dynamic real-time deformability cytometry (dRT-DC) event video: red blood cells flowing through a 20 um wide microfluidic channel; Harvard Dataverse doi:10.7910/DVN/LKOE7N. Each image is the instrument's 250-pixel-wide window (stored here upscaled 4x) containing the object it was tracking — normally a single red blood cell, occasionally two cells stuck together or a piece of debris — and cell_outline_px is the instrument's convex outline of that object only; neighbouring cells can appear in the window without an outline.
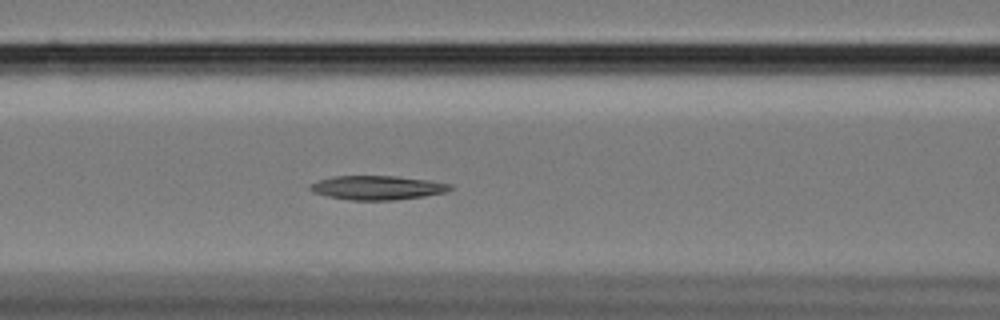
{"species": "Egyptian fruit bat (a non-hibernating species)", "species_latin": "Rousettus aegyptiacus", "temperature_condition": "cold", "stored_images_in_passage": 47, "camera_frame_rate_fps": 3000, "um_per_image_px": 0.085, "animal": {"sex": "female"}, "frame": {"image": 1, "passage_image": 13, "time_ms": 4.0, "image_size_px": [1000, 320], "cell_outline_px": [[456, 188], [448, 192], [424, 196], [392, 200], [352, 200], [328, 196], [312, 192], [308, 188], [308, 184], [332, 176], [396, 176], [428, 180], [452, 184]], "centroid_in_image_um": [32.1, 15.95], "position_along_channel_um": 134.5, "area_um2": 19.77}}
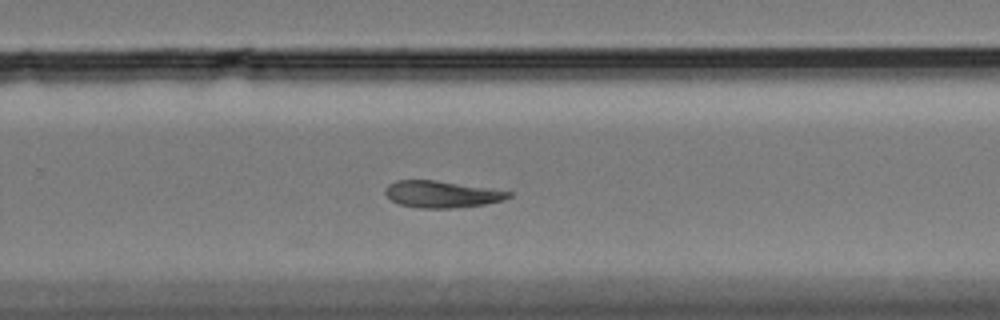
{"frame": {"image": 2, "passage_image": 27, "time_ms": 8.667, "image_size_px": [1000, 320], "cell_outline_px": [[512, 196], [504, 200], [484, 204], [452, 208], [416, 208], [400, 204], [392, 200], [384, 192], [384, 188], [388, 184], [396, 180], [436, 180], [512, 192]], "centroid_in_image_um": [37.51, 16.51], "position_along_channel_um": 292.3, "area_um2": 19.13}}
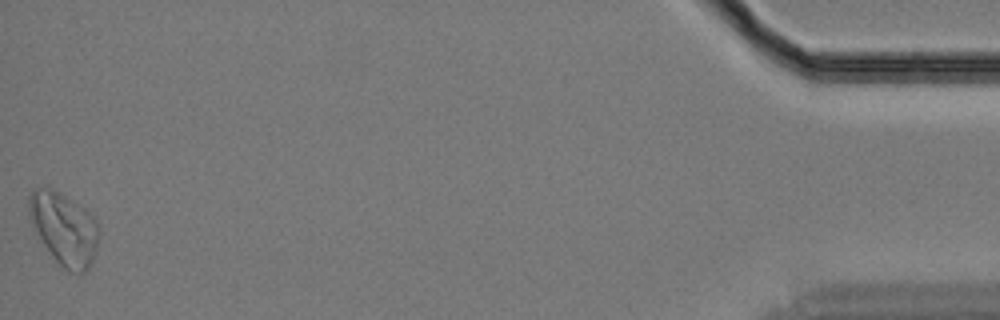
{"frame": {"image": 3, "passage_image": 47, "time_ms": 15.333, "image_size_px": [1000, 320], "cell_outline_px": [[100, 232], [96, 252], [92, 264], [84, 272], [68, 272], [52, 256], [40, 240], [32, 228], [28, 212], [28, 196], [36, 188], [52, 188], [84, 208], [100, 224]], "centroid_in_image_um": [5.45, 19.45], "position_along_channel_um": 429.8, "area_um2": 29.71}}